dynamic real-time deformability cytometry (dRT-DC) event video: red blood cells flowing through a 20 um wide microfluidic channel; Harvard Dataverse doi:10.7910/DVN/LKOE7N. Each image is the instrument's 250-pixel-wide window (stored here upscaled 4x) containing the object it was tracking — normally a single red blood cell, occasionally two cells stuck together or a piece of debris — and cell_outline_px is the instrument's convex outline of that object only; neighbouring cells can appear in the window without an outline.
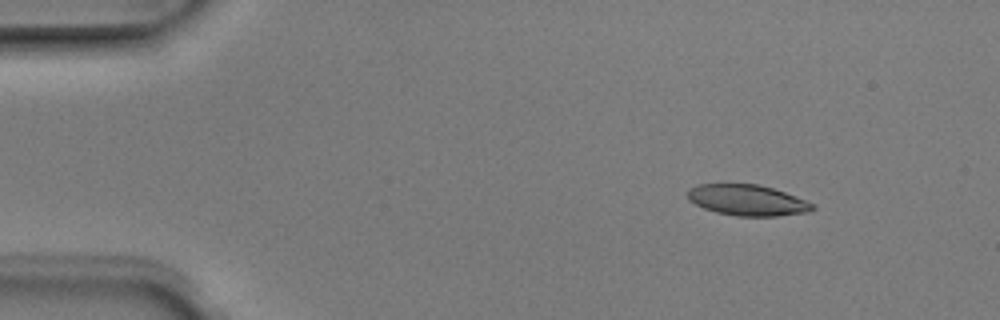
{"species": "Egyptian fruit bat (a non-hibernating species)", "species_latin": "Rousettus aegyptiacus", "temperature_condition": "room temperature", "stored_images_in_passage": 5, "camera_frame_rate_fps": 3000, "um_per_image_px": 0.085, "animal": {"sex": "male"}, "frame": {"image": 1, "passage_image": 2, "time_ms": 0.333, "image_size_px": [1000, 320], "cell_outline_px": [[816, 208], [812, 212], [776, 216], [736, 216], [716, 212], [704, 208], [688, 200], [688, 188], [700, 184], [756, 184], [772, 188], [796, 196], [816, 204]], "centroid_in_image_um": [63.57, 17.02], "position_along_channel_um": 21.4, "area_um2": 22.6}}
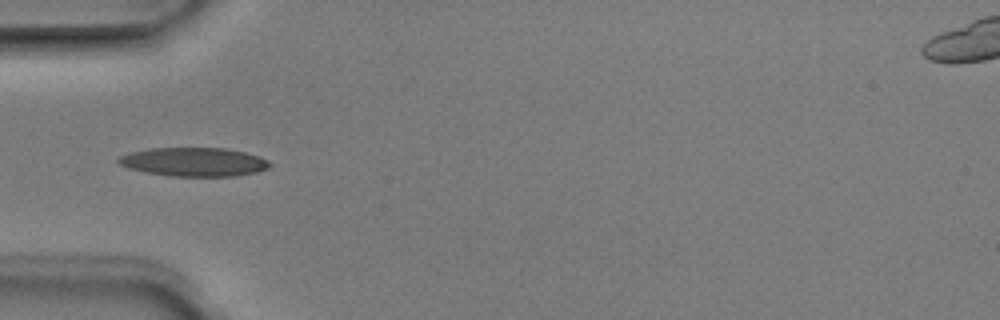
{"frame": {"image": 2, "passage_image": 5, "time_ms": 1.333, "image_size_px": [1000, 320], "cell_outline_px": [[272, 164], [268, 168], [256, 172], [236, 176], [168, 176], [144, 172], [128, 168], [120, 164], [116, 160], [120, 156], [132, 152], [152, 148], [224, 148], [244, 152], [260, 156], [268, 160]], "centroid_in_image_um": [16.5, 13.77], "position_along_channel_um": 68.5, "area_um2": 25.37}}